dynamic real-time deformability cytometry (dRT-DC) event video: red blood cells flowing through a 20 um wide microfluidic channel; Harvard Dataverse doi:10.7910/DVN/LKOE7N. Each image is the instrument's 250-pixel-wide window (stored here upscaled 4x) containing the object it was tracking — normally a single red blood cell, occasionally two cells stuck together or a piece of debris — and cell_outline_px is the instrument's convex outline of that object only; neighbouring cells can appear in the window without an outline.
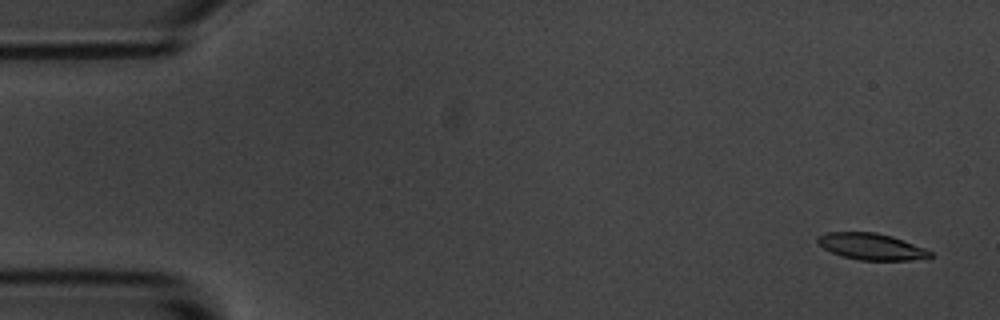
{"species": "common noctule bat (a hibernating species)", "species_latin": "Nyctalus noctula", "temperature_condition": "room temperature", "stored_images_in_passage": 5, "camera_frame_rate_fps": 3000, "um_per_image_px": 0.085, "animal": {"sex": "male", "body_mass_g": 20.1, "forearm_length_mm": 53.5}, "frame": {"image": 1, "passage_image": 1, "time_ms": 0.0, "image_size_px": [1000, 320], "cell_outline_px": [[932, 256], [908, 260], [860, 260], [844, 256], [832, 252], [824, 248], [816, 240], [816, 236], [828, 232], [876, 232], [892, 236], [924, 248], [932, 252]], "centroid_in_image_um": [74.03, 20.94], "position_along_channel_um": 11.0, "area_um2": 17.11}}
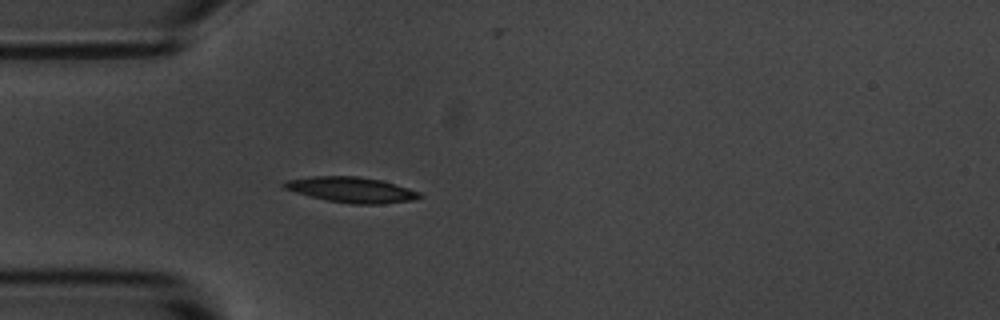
{"frame": {"image": 2, "passage_image": 4, "time_ms": 4.333, "image_size_px": [1000, 320], "cell_outline_px": [[424, 196], [412, 200], [380, 204], [352, 204], [328, 200], [296, 192], [284, 188], [280, 184], [284, 180], [312, 176], [356, 176], [380, 180], [408, 188], [420, 192]], "centroid_in_image_um": [29.85, 16.12], "position_along_channel_um": 55.1, "area_um2": 19.94}}